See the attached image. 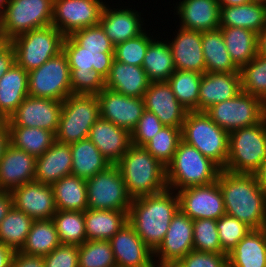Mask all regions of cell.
<instances>
[{
	"instance_id": "obj_43",
	"label": "cell",
	"mask_w": 266,
	"mask_h": 267,
	"mask_svg": "<svg viewBox=\"0 0 266 267\" xmlns=\"http://www.w3.org/2000/svg\"><path fill=\"white\" fill-rule=\"evenodd\" d=\"M52 219L60 244L80 246L87 240L83 211L57 210Z\"/></svg>"
},
{
	"instance_id": "obj_59",
	"label": "cell",
	"mask_w": 266,
	"mask_h": 267,
	"mask_svg": "<svg viewBox=\"0 0 266 267\" xmlns=\"http://www.w3.org/2000/svg\"><path fill=\"white\" fill-rule=\"evenodd\" d=\"M15 251L0 243V267H11Z\"/></svg>"
},
{
	"instance_id": "obj_1",
	"label": "cell",
	"mask_w": 266,
	"mask_h": 267,
	"mask_svg": "<svg viewBox=\"0 0 266 267\" xmlns=\"http://www.w3.org/2000/svg\"><path fill=\"white\" fill-rule=\"evenodd\" d=\"M217 182L221 189L225 213L251 229L266 228V193L253 173H236L221 169Z\"/></svg>"
},
{
	"instance_id": "obj_38",
	"label": "cell",
	"mask_w": 266,
	"mask_h": 267,
	"mask_svg": "<svg viewBox=\"0 0 266 267\" xmlns=\"http://www.w3.org/2000/svg\"><path fill=\"white\" fill-rule=\"evenodd\" d=\"M57 210L85 211L87 205L86 180L67 175L52 184Z\"/></svg>"
},
{
	"instance_id": "obj_65",
	"label": "cell",
	"mask_w": 266,
	"mask_h": 267,
	"mask_svg": "<svg viewBox=\"0 0 266 267\" xmlns=\"http://www.w3.org/2000/svg\"><path fill=\"white\" fill-rule=\"evenodd\" d=\"M251 2H254V3H261V4L266 5V0H251Z\"/></svg>"
},
{
	"instance_id": "obj_50",
	"label": "cell",
	"mask_w": 266,
	"mask_h": 267,
	"mask_svg": "<svg viewBox=\"0 0 266 267\" xmlns=\"http://www.w3.org/2000/svg\"><path fill=\"white\" fill-rule=\"evenodd\" d=\"M71 37L86 50L114 52L115 46L100 24L75 31Z\"/></svg>"
},
{
	"instance_id": "obj_49",
	"label": "cell",
	"mask_w": 266,
	"mask_h": 267,
	"mask_svg": "<svg viewBox=\"0 0 266 267\" xmlns=\"http://www.w3.org/2000/svg\"><path fill=\"white\" fill-rule=\"evenodd\" d=\"M217 229L221 247L226 254L252 230L245 223L227 214L217 220Z\"/></svg>"
},
{
	"instance_id": "obj_37",
	"label": "cell",
	"mask_w": 266,
	"mask_h": 267,
	"mask_svg": "<svg viewBox=\"0 0 266 267\" xmlns=\"http://www.w3.org/2000/svg\"><path fill=\"white\" fill-rule=\"evenodd\" d=\"M157 38L148 45L142 63L150 82L168 81L176 70L168 39L161 41Z\"/></svg>"
},
{
	"instance_id": "obj_41",
	"label": "cell",
	"mask_w": 266,
	"mask_h": 267,
	"mask_svg": "<svg viewBox=\"0 0 266 267\" xmlns=\"http://www.w3.org/2000/svg\"><path fill=\"white\" fill-rule=\"evenodd\" d=\"M33 219L12 207L0 223V243L20 251L26 241Z\"/></svg>"
},
{
	"instance_id": "obj_10",
	"label": "cell",
	"mask_w": 266,
	"mask_h": 267,
	"mask_svg": "<svg viewBox=\"0 0 266 267\" xmlns=\"http://www.w3.org/2000/svg\"><path fill=\"white\" fill-rule=\"evenodd\" d=\"M205 112L219 127L230 133L260 123L266 117V104L260 98L241 91Z\"/></svg>"
},
{
	"instance_id": "obj_58",
	"label": "cell",
	"mask_w": 266,
	"mask_h": 267,
	"mask_svg": "<svg viewBox=\"0 0 266 267\" xmlns=\"http://www.w3.org/2000/svg\"><path fill=\"white\" fill-rule=\"evenodd\" d=\"M10 144L9 126L7 119H0V160Z\"/></svg>"
},
{
	"instance_id": "obj_46",
	"label": "cell",
	"mask_w": 266,
	"mask_h": 267,
	"mask_svg": "<svg viewBox=\"0 0 266 267\" xmlns=\"http://www.w3.org/2000/svg\"><path fill=\"white\" fill-rule=\"evenodd\" d=\"M79 267H116L109 240H86L79 246Z\"/></svg>"
},
{
	"instance_id": "obj_64",
	"label": "cell",
	"mask_w": 266,
	"mask_h": 267,
	"mask_svg": "<svg viewBox=\"0 0 266 267\" xmlns=\"http://www.w3.org/2000/svg\"><path fill=\"white\" fill-rule=\"evenodd\" d=\"M8 2H9V0H0V15L4 11Z\"/></svg>"
},
{
	"instance_id": "obj_47",
	"label": "cell",
	"mask_w": 266,
	"mask_h": 267,
	"mask_svg": "<svg viewBox=\"0 0 266 267\" xmlns=\"http://www.w3.org/2000/svg\"><path fill=\"white\" fill-rule=\"evenodd\" d=\"M193 250L206 253H225L219 240L217 220H193Z\"/></svg>"
},
{
	"instance_id": "obj_16",
	"label": "cell",
	"mask_w": 266,
	"mask_h": 267,
	"mask_svg": "<svg viewBox=\"0 0 266 267\" xmlns=\"http://www.w3.org/2000/svg\"><path fill=\"white\" fill-rule=\"evenodd\" d=\"M61 111L62 101L27 96L8 118V126L34 127L56 134Z\"/></svg>"
},
{
	"instance_id": "obj_28",
	"label": "cell",
	"mask_w": 266,
	"mask_h": 267,
	"mask_svg": "<svg viewBox=\"0 0 266 267\" xmlns=\"http://www.w3.org/2000/svg\"><path fill=\"white\" fill-rule=\"evenodd\" d=\"M72 171L70 144L54 141L52 146L36 158L34 181L52 185Z\"/></svg>"
},
{
	"instance_id": "obj_42",
	"label": "cell",
	"mask_w": 266,
	"mask_h": 267,
	"mask_svg": "<svg viewBox=\"0 0 266 267\" xmlns=\"http://www.w3.org/2000/svg\"><path fill=\"white\" fill-rule=\"evenodd\" d=\"M202 75L196 71L175 70L167 81L177 100L188 111H198L199 89Z\"/></svg>"
},
{
	"instance_id": "obj_9",
	"label": "cell",
	"mask_w": 266,
	"mask_h": 267,
	"mask_svg": "<svg viewBox=\"0 0 266 267\" xmlns=\"http://www.w3.org/2000/svg\"><path fill=\"white\" fill-rule=\"evenodd\" d=\"M53 0H9L0 15L1 30L11 41L33 29L52 25Z\"/></svg>"
},
{
	"instance_id": "obj_26",
	"label": "cell",
	"mask_w": 266,
	"mask_h": 267,
	"mask_svg": "<svg viewBox=\"0 0 266 267\" xmlns=\"http://www.w3.org/2000/svg\"><path fill=\"white\" fill-rule=\"evenodd\" d=\"M240 72L204 73L200 81L198 111L235 97L241 92Z\"/></svg>"
},
{
	"instance_id": "obj_7",
	"label": "cell",
	"mask_w": 266,
	"mask_h": 267,
	"mask_svg": "<svg viewBox=\"0 0 266 267\" xmlns=\"http://www.w3.org/2000/svg\"><path fill=\"white\" fill-rule=\"evenodd\" d=\"M100 118L96 95L71 94L62 101V111L55 140L73 144L88 138L94 122Z\"/></svg>"
},
{
	"instance_id": "obj_60",
	"label": "cell",
	"mask_w": 266,
	"mask_h": 267,
	"mask_svg": "<svg viewBox=\"0 0 266 267\" xmlns=\"http://www.w3.org/2000/svg\"><path fill=\"white\" fill-rule=\"evenodd\" d=\"M260 188L266 193V160L253 172Z\"/></svg>"
},
{
	"instance_id": "obj_2",
	"label": "cell",
	"mask_w": 266,
	"mask_h": 267,
	"mask_svg": "<svg viewBox=\"0 0 266 267\" xmlns=\"http://www.w3.org/2000/svg\"><path fill=\"white\" fill-rule=\"evenodd\" d=\"M178 210L177 192L166 189L158 194L132 199L128 222L154 252L164 240L172 217Z\"/></svg>"
},
{
	"instance_id": "obj_15",
	"label": "cell",
	"mask_w": 266,
	"mask_h": 267,
	"mask_svg": "<svg viewBox=\"0 0 266 267\" xmlns=\"http://www.w3.org/2000/svg\"><path fill=\"white\" fill-rule=\"evenodd\" d=\"M179 209L192 220L215 219L225 215L223 195L218 182L177 191Z\"/></svg>"
},
{
	"instance_id": "obj_53",
	"label": "cell",
	"mask_w": 266,
	"mask_h": 267,
	"mask_svg": "<svg viewBox=\"0 0 266 267\" xmlns=\"http://www.w3.org/2000/svg\"><path fill=\"white\" fill-rule=\"evenodd\" d=\"M173 267H228L227 254L192 250Z\"/></svg>"
},
{
	"instance_id": "obj_30",
	"label": "cell",
	"mask_w": 266,
	"mask_h": 267,
	"mask_svg": "<svg viewBox=\"0 0 266 267\" xmlns=\"http://www.w3.org/2000/svg\"><path fill=\"white\" fill-rule=\"evenodd\" d=\"M228 267H266V228L252 229L227 254Z\"/></svg>"
},
{
	"instance_id": "obj_40",
	"label": "cell",
	"mask_w": 266,
	"mask_h": 267,
	"mask_svg": "<svg viewBox=\"0 0 266 267\" xmlns=\"http://www.w3.org/2000/svg\"><path fill=\"white\" fill-rule=\"evenodd\" d=\"M59 245L53 219L34 220L20 251L28 255L45 256Z\"/></svg>"
},
{
	"instance_id": "obj_20",
	"label": "cell",
	"mask_w": 266,
	"mask_h": 267,
	"mask_svg": "<svg viewBox=\"0 0 266 267\" xmlns=\"http://www.w3.org/2000/svg\"><path fill=\"white\" fill-rule=\"evenodd\" d=\"M145 109L164 126L182 128L188 110L177 100L167 81L150 82L143 96Z\"/></svg>"
},
{
	"instance_id": "obj_54",
	"label": "cell",
	"mask_w": 266,
	"mask_h": 267,
	"mask_svg": "<svg viewBox=\"0 0 266 267\" xmlns=\"http://www.w3.org/2000/svg\"><path fill=\"white\" fill-rule=\"evenodd\" d=\"M79 246L60 244L44 256L45 267H79Z\"/></svg>"
},
{
	"instance_id": "obj_62",
	"label": "cell",
	"mask_w": 266,
	"mask_h": 267,
	"mask_svg": "<svg viewBox=\"0 0 266 267\" xmlns=\"http://www.w3.org/2000/svg\"><path fill=\"white\" fill-rule=\"evenodd\" d=\"M220 6H238L250 3L251 0H218Z\"/></svg>"
},
{
	"instance_id": "obj_12",
	"label": "cell",
	"mask_w": 266,
	"mask_h": 267,
	"mask_svg": "<svg viewBox=\"0 0 266 267\" xmlns=\"http://www.w3.org/2000/svg\"><path fill=\"white\" fill-rule=\"evenodd\" d=\"M70 73L67 57L62 51L28 72V96L63 101L72 94Z\"/></svg>"
},
{
	"instance_id": "obj_51",
	"label": "cell",
	"mask_w": 266,
	"mask_h": 267,
	"mask_svg": "<svg viewBox=\"0 0 266 267\" xmlns=\"http://www.w3.org/2000/svg\"><path fill=\"white\" fill-rule=\"evenodd\" d=\"M72 94L97 95L105 88V79L94 70L71 72Z\"/></svg>"
},
{
	"instance_id": "obj_31",
	"label": "cell",
	"mask_w": 266,
	"mask_h": 267,
	"mask_svg": "<svg viewBox=\"0 0 266 267\" xmlns=\"http://www.w3.org/2000/svg\"><path fill=\"white\" fill-rule=\"evenodd\" d=\"M28 96V72L17 63L0 78V119H7Z\"/></svg>"
},
{
	"instance_id": "obj_4",
	"label": "cell",
	"mask_w": 266,
	"mask_h": 267,
	"mask_svg": "<svg viewBox=\"0 0 266 267\" xmlns=\"http://www.w3.org/2000/svg\"><path fill=\"white\" fill-rule=\"evenodd\" d=\"M221 168L198 149L180 141L172 161L166 166L168 189L176 191L217 181Z\"/></svg>"
},
{
	"instance_id": "obj_8",
	"label": "cell",
	"mask_w": 266,
	"mask_h": 267,
	"mask_svg": "<svg viewBox=\"0 0 266 267\" xmlns=\"http://www.w3.org/2000/svg\"><path fill=\"white\" fill-rule=\"evenodd\" d=\"M64 38L55 26L49 25L23 33L10 43L16 63L30 72L62 52Z\"/></svg>"
},
{
	"instance_id": "obj_48",
	"label": "cell",
	"mask_w": 266,
	"mask_h": 267,
	"mask_svg": "<svg viewBox=\"0 0 266 267\" xmlns=\"http://www.w3.org/2000/svg\"><path fill=\"white\" fill-rule=\"evenodd\" d=\"M154 39L146 30L139 36L128 39L114 48V60L125 64L142 66L146 50Z\"/></svg>"
},
{
	"instance_id": "obj_44",
	"label": "cell",
	"mask_w": 266,
	"mask_h": 267,
	"mask_svg": "<svg viewBox=\"0 0 266 267\" xmlns=\"http://www.w3.org/2000/svg\"><path fill=\"white\" fill-rule=\"evenodd\" d=\"M241 90L260 98L266 104V56L257 55L240 69Z\"/></svg>"
},
{
	"instance_id": "obj_23",
	"label": "cell",
	"mask_w": 266,
	"mask_h": 267,
	"mask_svg": "<svg viewBox=\"0 0 266 267\" xmlns=\"http://www.w3.org/2000/svg\"><path fill=\"white\" fill-rule=\"evenodd\" d=\"M173 39L168 40L176 70L205 73L202 50V32L179 27Z\"/></svg>"
},
{
	"instance_id": "obj_11",
	"label": "cell",
	"mask_w": 266,
	"mask_h": 267,
	"mask_svg": "<svg viewBox=\"0 0 266 267\" xmlns=\"http://www.w3.org/2000/svg\"><path fill=\"white\" fill-rule=\"evenodd\" d=\"M86 189L88 209L129 211L132 198L117 165L87 179Z\"/></svg>"
},
{
	"instance_id": "obj_3",
	"label": "cell",
	"mask_w": 266,
	"mask_h": 267,
	"mask_svg": "<svg viewBox=\"0 0 266 267\" xmlns=\"http://www.w3.org/2000/svg\"><path fill=\"white\" fill-rule=\"evenodd\" d=\"M116 165L132 199L158 194L168 189L166 167L143 146L132 144Z\"/></svg>"
},
{
	"instance_id": "obj_17",
	"label": "cell",
	"mask_w": 266,
	"mask_h": 267,
	"mask_svg": "<svg viewBox=\"0 0 266 267\" xmlns=\"http://www.w3.org/2000/svg\"><path fill=\"white\" fill-rule=\"evenodd\" d=\"M96 96L100 106V118L110 121L130 133L145 110L143 98L129 97L107 88H104Z\"/></svg>"
},
{
	"instance_id": "obj_13",
	"label": "cell",
	"mask_w": 266,
	"mask_h": 267,
	"mask_svg": "<svg viewBox=\"0 0 266 267\" xmlns=\"http://www.w3.org/2000/svg\"><path fill=\"white\" fill-rule=\"evenodd\" d=\"M106 3L103 0H53L52 26L66 37L97 25Z\"/></svg>"
},
{
	"instance_id": "obj_56",
	"label": "cell",
	"mask_w": 266,
	"mask_h": 267,
	"mask_svg": "<svg viewBox=\"0 0 266 267\" xmlns=\"http://www.w3.org/2000/svg\"><path fill=\"white\" fill-rule=\"evenodd\" d=\"M15 63V51L12 44L9 43L2 51H0V78Z\"/></svg>"
},
{
	"instance_id": "obj_14",
	"label": "cell",
	"mask_w": 266,
	"mask_h": 267,
	"mask_svg": "<svg viewBox=\"0 0 266 267\" xmlns=\"http://www.w3.org/2000/svg\"><path fill=\"white\" fill-rule=\"evenodd\" d=\"M192 250L193 220L179 209L172 217L164 240L154 251L155 265L173 267Z\"/></svg>"
},
{
	"instance_id": "obj_25",
	"label": "cell",
	"mask_w": 266,
	"mask_h": 267,
	"mask_svg": "<svg viewBox=\"0 0 266 267\" xmlns=\"http://www.w3.org/2000/svg\"><path fill=\"white\" fill-rule=\"evenodd\" d=\"M36 158L9 144L0 160V190L34 181Z\"/></svg>"
},
{
	"instance_id": "obj_45",
	"label": "cell",
	"mask_w": 266,
	"mask_h": 267,
	"mask_svg": "<svg viewBox=\"0 0 266 267\" xmlns=\"http://www.w3.org/2000/svg\"><path fill=\"white\" fill-rule=\"evenodd\" d=\"M181 140L180 128L164 126L143 147L166 167L172 161Z\"/></svg>"
},
{
	"instance_id": "obj_63",
	"label": "cell",
	"mask_w": 266,
	"mask_h": 267,
	"mask_svg": "<svg viewBox=\"0 0 266 267\" xmlns=\"http://www.w3.org/2000/svg\"><path fill=\"white\" fill-rule=\"evenodd\" d=\"M9 43L10 40L5 36V33L0 30V51H2Z\"/></svg>"
},
{
	"instance_id": "obj_33",
	"label": "cell",
	"mask_w": 266,
	"mask_h": 267,
	"mask_svg": "<svg viewBox=\"0 0 266 267\" xmlns=\"http://www.w3.org/2000/svg\"><path fill=\"white\" fill-rule=\"evenodd\" d=\"M72 154L71 174L89 179L106 170L111 164L89 138L70 145Z\"/></svg>"
},
{
	"instance_id": "obj_57",
	"label": "cell",
	"mask_w": 266,
	"mask_h": 267,
	"mask_svg": "<svg viewBox=\"0 0 266 267\" xmlns=\"http://www.w3.org/2000/svg\"><path fill=\"white\" fill-rule=\"evenodd\" d=\"M13 207L11 191L0 190V223Z\"/></svg>"
},
{
	"instance_id": "obj_55",
	"label": "cell",
	"mask_w": 266,
	"mask_h": 267,
	"mask_svg": "<svg viewBox=\"0 0 266 267\" xmlns=\"http://www.w3.org/2000/svg\"><path fill=\"white\" fill-rule=\"evenodd\" d=\"M11 267H45L44 256L28 255L15 251Z\"/></svg>"
},
{
	"instance_id": "obj_34",
	"label": "cell",
	"mask_w": 266,
	"mask_h": 267,
	"mask_svg": "<svg viewBox=\"0 0 266 267\" xmlns=\"http://www.w3.org/2000/svg\"><path fill=\"white\" fill-rule=\"evenodd\" d=\"M128 212L86 209L84 221L87 240H110L128 222Z\"/></svg>"
},
{
	"instance_id": "obj_35",
	"label": "cell",
	"mask_w": 266,
	"mask_h": 267,
	"mask_svg": "<svg viewBox=\"0 0 266 267\" xmlns=\"http://www.w3.org/2000/svg\"><path fill=\"white\" fill-rule=\"evenodd\" d=\"M231 60L240 69L258 55V34L239 27H220Z\"/></svg>"
},
{
	"instance_id": "obj_27",
	"label": "cell",
	"mask_w": 266,
	"mask_h": 267,
	"mask_svg": "<svg viewBox=\"0 0 266 267\" xmlns=\"http://www.w3.org/2000/svg\"><path fill=\"white\" fill-rule=\"evenodd\" d=\"M62 51L67 57L71 72L94 70L104 79L108 77L114 60V52L86 50L71 36L64 38Z\"/></svg>"
},
{
	"instance_id": "obj_29",
	"label": "cell",
	"mask_w": 266,
	"mask_h": 267,
	"mask_svg": "<svg viewBox=\"0 0 266 267\" xmlns=\"http://www.w3.org/2000/svg\"><path fill=\"white\" fill-rule=\"evenodd\" d=\"M150 81L142 66L113 60L110 73L105 79V88L136 98H143Z\"/></svg>"
},
{
	"instance_id": "obj_5",
	"label": "cell",
	"mask_w": 266,
	"mask_h": 267,
	"mask_svg": "<svg viewBox=\"0 0 266 267\" xmlns=\"http://www.w3.org/2000/svg\"><path fill=\"white\" fill-rule=\"evenodd\" d=\"M181 137L221 169L225 167L228 160L229 133L219 127L205 111L187 112Z\"/></svg>"
},
{
	"instance_id": "obj_61",
	"label": "cell",
	"mask_w": 266,
	"mask_h": 267,
	"mask_svg": "<svg viewBox=\"0 0 266 267\" xmlns=\"http://www.w3.org/2000/svg\"><path fill=\"white\" fill-rule=\"evenodd\" d=\"M258 55L266 56V26L258 33Z\"/></svg>"
},
{
	"instance_id": "obj_21",
	"label": "cell",
	"mask_w": 266,
	"mask_h": 267,
	"mask_svg": "<svg viewBox=\"0 0 266 267\" xmlns=\"http://www.w3.org/2000/svg\"><path fill=\"white\" fill-rule=\"evenodd\" d=\"M109 6L107 3L104 5L99 24L114 46L135 38L146 30L143 28L145 23L144 18H141L142 13L135 8L115 9Z\"/></svg>"
},
{
	"instance_id": "obj_32",
	"label": "cell",
	"mask_w": 266,
	"mask_h": 267,
	"mask_svg": "<svg viewBox=\"0 0 266 267\" xmlns=\"http://www.w3.org/2000/svg\"><path fill=\"white\" fill-rule=\"evenodd\" d=\"M266 26V5L250 2L220 6V27H239L260 33Z\"/></svg>"
},
{
	"instance_id": "obj_18",
	"label": "cell",
	"mask_w": 266,
	"mask_h": 267,
	"mask_svg": "<svg viewBox=\"0 0 266 267\" xmlns=\"http://www.w3.org/2000/svg\"><path fill=\"white\" fill-rule=\"evenodd\" d=\"M13 207L33 220L51 219L57 212L52 185L36 181L11 190Z\"/></svg>"
},
{
	"instance_id": "obj_24",
	"label": "cell",
	"mask_w": 266,
	"mask_h": 267,
	"mask_svg": "<svg viewBox=\"0 0 266 267\" xmlns=\"http://www.w3.org/2000/svg\"><path fill=\"white\" fill-rule=\"evenodd\" d=\"M88 138L111 165H116L132 145L129 131L102 118L94 122Z\"/></svg>"
},
{
	"instance_id": "obj_19",
	"label": "cell",
	"mask_w": 266,
	"mask_h": 267,
	"mask_svg": "<svg viewBox=\"0 0 266 267\" xmlns=\"http://www.w3.org/2000/svg\"><path fill=\"white\" fill-rule=\"evenodd\" d=\"M109 241L116 267H156L154 252L129 222L125 223Z\"/></svg>"
},
{
	"instance_id": "obj_52",
	"label": "cell",
	"mask_w": 266,
	"mask_h": 267,
	"mask_svg": "<svg viewBox=\"0 0 266 267\" xmlns=\"http://www.w3.org/2000/svg\"><path fill=\"white\" fill-rule=\"evenodd\" d=\"M163 127L164 125L158 117L145 109L136 127L131 132V143L135 146H144Z\"/></svg>"
},
{
	"instance_id": "obj_36",
	"label": "cell",
	"mask_w": 266,
	"mask_h": 267,
	"mask_svg": "<svg viewBox=\"0 0 266 267\" xmlns=\"http://www.w3.org/2000/svg\"><path fill=\"white\" fill-rule=\"evenodd\" d=\"M202 50L205 73L239 72V68L230 58L220 29L202 32Z\"/></svg>"
},
{
	"instance_id": "obj_6",
	"label": "cell",
	"mask_w": 266,
	"mask_h": 267,
	"mask_svg": "<svg viewBox=\"0 0 266 267\" xmlns=\"http://www.w3.org/2000/svg\"><path fill=\"white\" fill-rule=\"evenodd\" d=\"M266 160V117L258 124L229 133L228 160L223 168L253 173Z\"/></svg>"
},
{
	"instance_id": "obj_22",
	"label": "cell",
	"mask_w": 266,
	"mask_h": 267,
	"mask_svg": "<svg viewBox=\"0 0 266 267\" xmlns=\"http://www.w3.org/2000/svg\"><path fill=\"white\" fill-rule=\"evenodd\" d=\"M174 8L181 20L178 27L200 32L220 28L218 0H180Z\"/></svg>"
},
{
	"instance_id": "obj_39",
	"label": "cell",
	"mask_w": 266,
	"mask_h": 267,
	"mask_svg": "<svg viewBox=\"0 0 266 267\" xmlns=\"http://www.w3.org/2000/svg\"><path fill=\"white\" fill-rule=\"evenodd\" d=\"M10 144L27 154L38 158L55 141V134L49 130L34 127L9 126Z\"/></svg>"
}]
</instances>
